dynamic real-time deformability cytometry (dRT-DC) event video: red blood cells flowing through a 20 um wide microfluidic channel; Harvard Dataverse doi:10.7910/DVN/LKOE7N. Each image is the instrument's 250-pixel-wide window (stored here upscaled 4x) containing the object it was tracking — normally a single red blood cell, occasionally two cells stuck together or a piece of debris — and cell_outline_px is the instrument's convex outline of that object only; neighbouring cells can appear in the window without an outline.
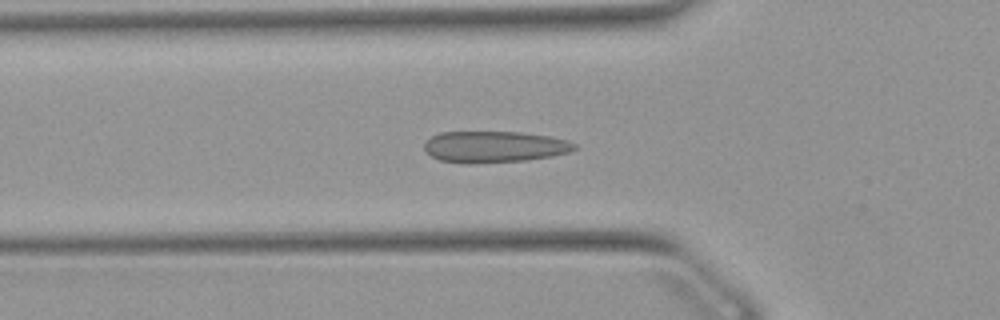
{"species": "Egyptian fruit bat (a non-hibernating species)", "species_latin": "Rousettus aegyptiacus", "temperature_condition": "warm", "stored_images_in_passage": 51, "camera_frame_rate_fps": 3000, "um_per_image_px": 0.085, "animal": {"sex": "female"}, "frame": {"image": 1, "passage_image": 16, "time_ms": 5.0, "image_size_px": [1000, 320], "cell_outline_px": [[576, 148], [568, 152], [552, 156], [524, 160], [468, 164], [440, 160], [432, 156], [424, 148], [424, 144], [432, 136], [440, 132], [520, 132], [552, 136], [568, 140], [576, 144]], "centroid_in_image_um": [42.04, 12.47], "position_along_channel_um": 83.8, "area_um2": 27.4}}
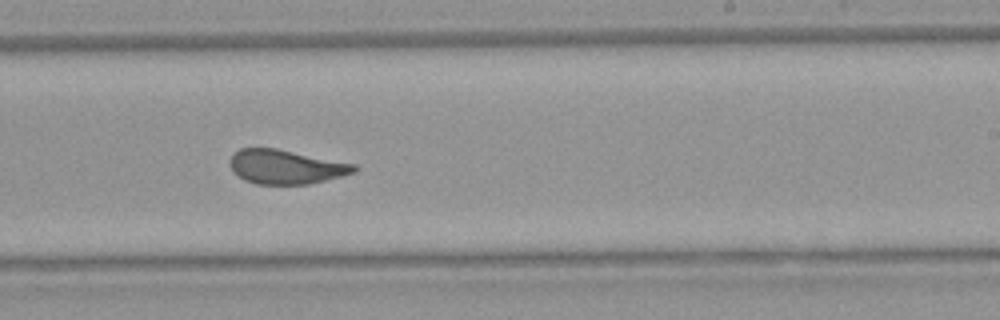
{"frame": {"image": 2, "passage_image": 30, "time_ms": 9.667, "image_size_px": [1000, 320], "cell_outline_px": [[356, 172], [308, 184], [256, 184], [244, 180], [232, 172], [232, 156], [240, 148], [276, 148], [356, 164]], "centroid_in_image_um": [24.3, 14.18], "position_along_channel_um": 264.7, "area_um2": 24.45}}
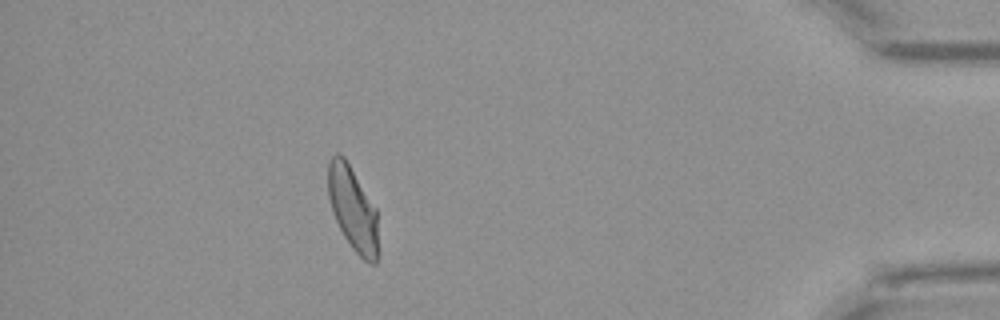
{"frame": {"image": 3, "passage_image": 45, "time_ms": 14.667, "image_size_px": [1000, 320], "cell_outline_px": [[380, 256], [376, 264], [368, 264], [352, 248], [344, 236], [336, 220], [328, 196], [328, 160], [336, 152], [340, 152], [344, 156], [376, 208]], "centroid_in_image_um": [30.02, 17.78], "position_along_channel_um": 405.2, "area_um2": 24.91}, "authors_computed_cell_mechanics": {"area_um2": 25.6632, "velocity_mm_per_s": 3.8815, "shape_relaxation_time_tau1_ms": 6.4747, "shape_relaxation_time_tau2_ms": 0.7744, "deformation_change_tau1": 0.1896, "deformation_change_tau2": 0.0771}}